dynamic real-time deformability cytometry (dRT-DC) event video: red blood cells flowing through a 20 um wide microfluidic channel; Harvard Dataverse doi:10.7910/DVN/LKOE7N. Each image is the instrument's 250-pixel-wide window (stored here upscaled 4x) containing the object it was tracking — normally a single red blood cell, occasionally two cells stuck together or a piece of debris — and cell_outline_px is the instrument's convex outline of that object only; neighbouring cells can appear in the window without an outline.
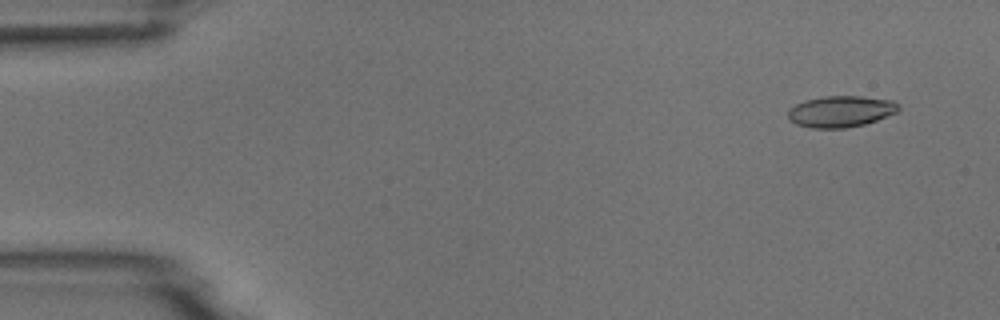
{"species": "common noctule bat (a hibernating species)", "species_latin": "Nyctalus noctula", "temperature_condition": "room temperature", "stored_images_in_passage": 4, "camera_frame_rate_fps": 3000, "um_per_image_px": 0.085, "animal": {"sex": "male", "body_mass_g": 18.8}, "frame": {"image": 1, "passage_image": 1, "time_ms": 0.0, "image_size_px": [1000, 320], "cell_outline_px": [[900, 108], [896, 112], [876, 120], [864, 124], [844, 128], [812, 128], [796, 124], [788, 120], [788, 108], [804, 100], [824, 96], [860, 96], [892, 100], [900, 104]], "centroid_in_image_um": [71.43, 9.46], "position_along_channel_um": 13.6, "area_um2": 20.23}}
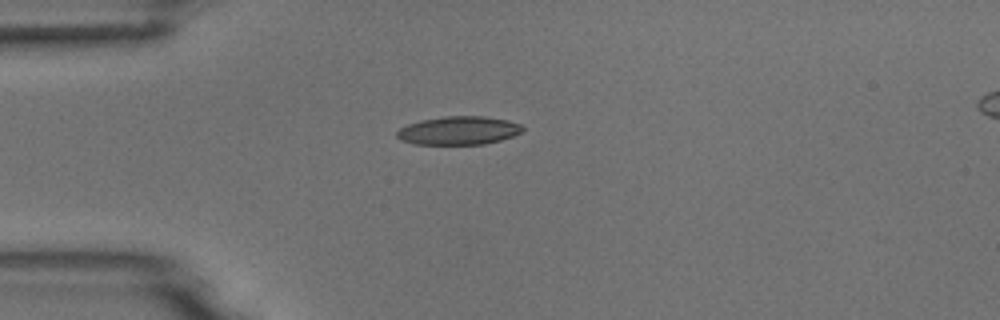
{"frame": {"image": 2, "passage_image": 4, "time_ms": 3.333, "image_size_px": [1000, 320], "cell_outline_px": [[524, 128], [520, 132], [512, 136], [500, 140], [484, 144], [416, 144], [400, 140], [396, 136], [396, 132], [400, 128], [408, 124], [420, 120], [444, 116], [484, 116], [508, 120], [520, 124]], "centroid_in_image_um": [38.96, 11.09], "position_along_channel_um": 46.0, "area_um2": 20.75}}